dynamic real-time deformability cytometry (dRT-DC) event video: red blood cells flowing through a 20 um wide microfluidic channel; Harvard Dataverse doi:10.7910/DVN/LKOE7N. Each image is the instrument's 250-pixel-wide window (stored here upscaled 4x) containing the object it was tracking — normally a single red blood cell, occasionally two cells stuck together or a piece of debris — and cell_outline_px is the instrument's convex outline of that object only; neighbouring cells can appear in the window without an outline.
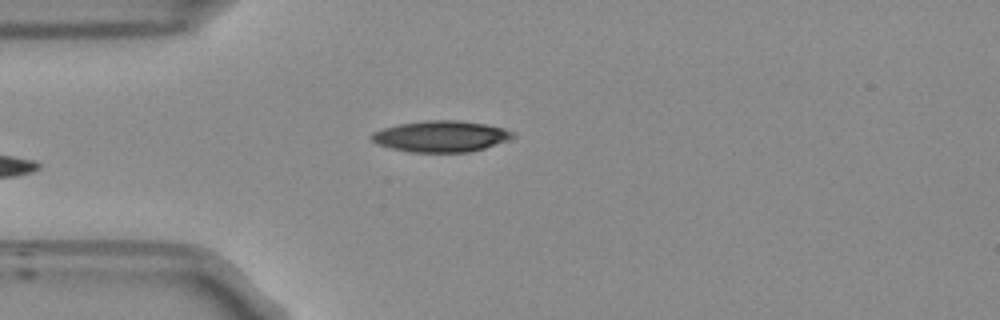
{"species": "Egyptian fruit bat (a non-hibernating species)", "species_latin": "Rousettus aegyptiacus", "temperature_condition": "room temperature", "stored_images_in_passage": 38, "camera_frame_rate_fps": 3000, "um_per_image_px": 0.085, "frame": {"image": 1, "passage_image": 1, "time_ms": 0.0, "image_size_px": [1000, 320], "cell_outline_px": [[516, 136], [484, 148], [468, 152], [412, 152], [392, 148], [376, 144], [372, 140], [372, 132], [384, 128], [400, 124], [428, 120], [460, 120], [484, 124], [504, 128], [512, 132]], "centroid_in_image_um": [37.46, 11.58], "position_along_channel_um": 47.5, "area_um2": 25.32}}
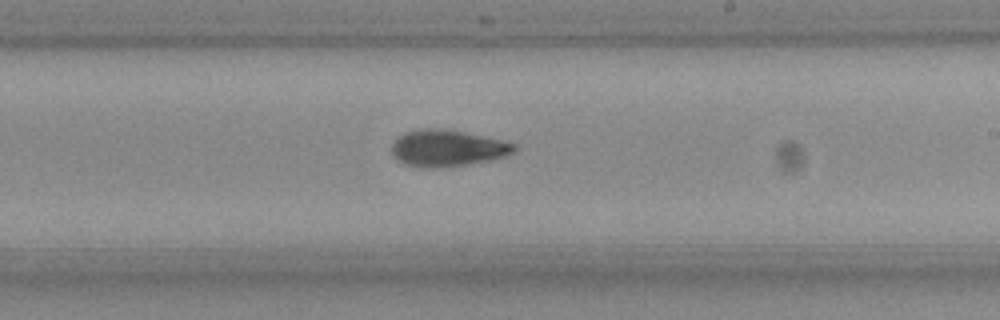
{"frame": {"image": 2, "passage_image": 18, "time_ms": 5.667, "image_size_px": [1000, 320], "cell_outline_px": [[516, 148], [512, 152], [504, 156], [492, 160], [468, 164], [432, 168], [420, 168], [404, 164], [392, 152], [392, 144], [404, 132], [420, 128], [444, 128], [464, 132], [500, 140], [516, 144]], "centroid_in_image_um": [38.01, 12.59], "position_along_channel_um": 251.0, "area_um2": 25.89}}
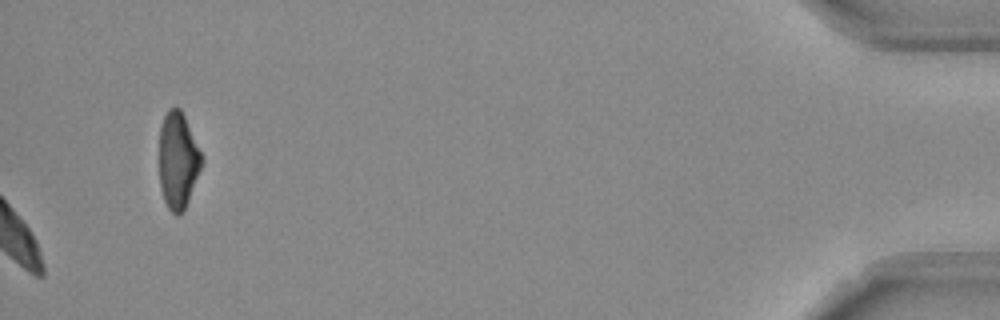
{"frame": {"image": 3, "passage_image": 38, "time_ms": 12.333, "image_size_px": [1000, 320], "cell_outline_px": [[204, 160], [184, 212], [176, 216], [168, 208], [164, 200], [160, 188], [160, 128], [164, 116], [168, 108], [180, 108], [184, 116]], "centroid_in_image_um": [15.13, 13.68], "position_along_channel_um": 420.1, "area_um2": 23.7}, "authors_computed_cell_mechanics": {"area_um2": 25.3164, "velocity_mm_per_s": 3.7829, "shape_relaxation_time_tau1_ms": 6.2549, "shape_relaxation_time_tau2_ms": 5.482, "deformation_change_tau1": 0.1897, "deformation_change_tau2": 0.1223}}